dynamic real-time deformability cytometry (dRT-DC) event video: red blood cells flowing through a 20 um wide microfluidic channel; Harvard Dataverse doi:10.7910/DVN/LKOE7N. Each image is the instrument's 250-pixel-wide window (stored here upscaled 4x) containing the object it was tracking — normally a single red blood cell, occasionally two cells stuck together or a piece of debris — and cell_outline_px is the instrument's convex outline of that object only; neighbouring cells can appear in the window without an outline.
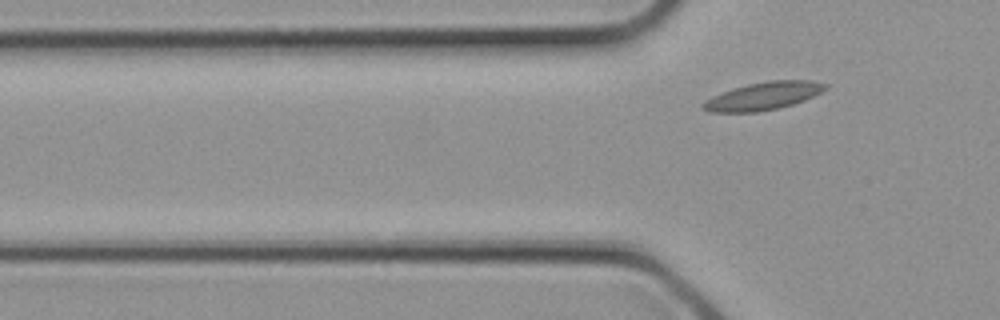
{"species": "common noctule bat (a hibernating species)", "species_latin": "Nyctalus noctula", "temperature_condition": "cold", "stored_images_in_passage": 4, "segment_of_instrument_passage": [2, 2], "camera_frame_rate_fps": 3000, "um_per_image_px": 0.085, "animal": {"sex": "female", "body_mass_g": 21.9}, "frame": {"image": 1, "passage_image": 4, "time_ms": 1.0, "image_size_px": [1000, 320], "cell_outline_px": [[828, 88], [804, 100], [780, 108], [756, 112], [708, 112], [700, 108], [700, 104], [704, 100], [712, 96], [732, 88], [748, 84], [768, 80], [812, 80], [828, 84]], "centroid_in_image_um": [64.83, 8.16], "position_along_channel_um": 61.0, "area_um2": 20.0}}